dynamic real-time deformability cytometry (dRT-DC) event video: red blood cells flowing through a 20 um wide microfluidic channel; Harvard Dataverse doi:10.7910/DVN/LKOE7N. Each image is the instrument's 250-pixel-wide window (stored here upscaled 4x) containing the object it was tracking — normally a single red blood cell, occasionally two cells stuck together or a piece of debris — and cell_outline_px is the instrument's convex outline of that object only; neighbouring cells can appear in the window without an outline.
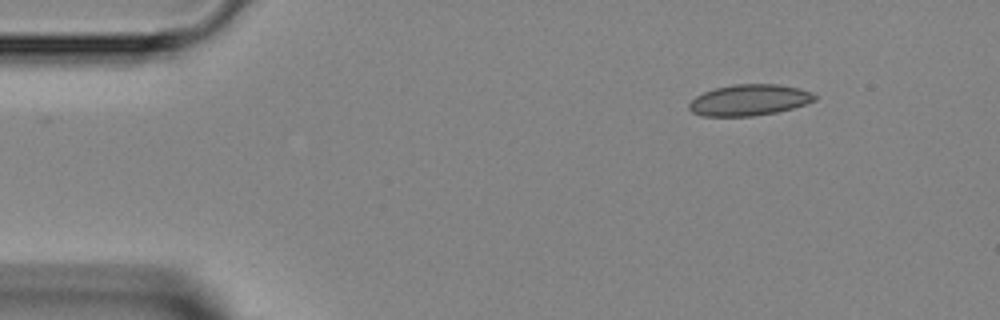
{"species": "Egyptian fruit bat (a non-hibernating species)", "species_latin": "Rousettus aegyptiacus", "temperature_condition": "room temperature", "stored_images_in_passage": 43, "camera_frame_rate_fps": 3000, "um_per_image_px": 0.085, "animal": {"sex": "female"}, "frame": {"image": 1, "passage_image": 1, "time_ms": 0.0, "image_size_px": [1000, 320], "cell_outline_px": [[816, 100], [792, 108], [776, 112], [752, 116], [704, 116], [692, 112], [688, 108], [688, 104], [696, 96], [704, 92], [716, 88], [732, 84], [776, 84], [800, 88], [812, 92], [816, 96]], "centroid_in_image_um": [63.68, 8.5], "position_along_channel_um": 21.3, "area_um2": 22.72}}
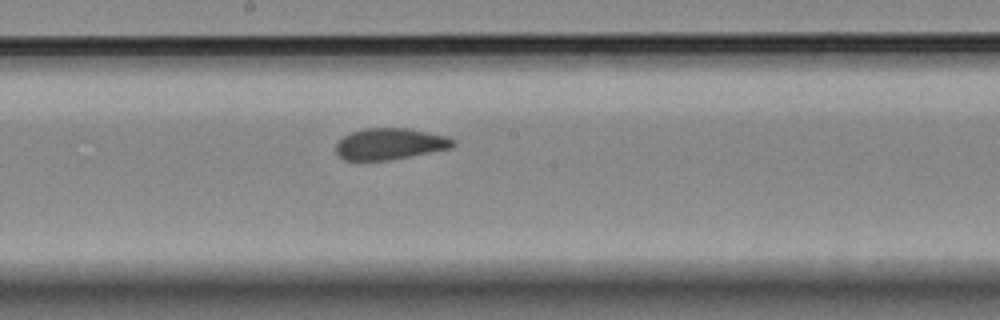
{"frame": {"image": 2, "passage_image": 20, "time_ms": 6.333, "image_size_px": [1000, 320], "cell_outline_px": [[456, 144], [452, 148], [388, 160], [344, 160], [336, 152], [336, 144], [344, 136], [352, 132], [364, 128], [408, 128], [448, 136], [456, 140]], "centroid_in_image_um": [33.18, 12.22], "position_along_channel_um": 215.0, "area_um2": 21.39}}
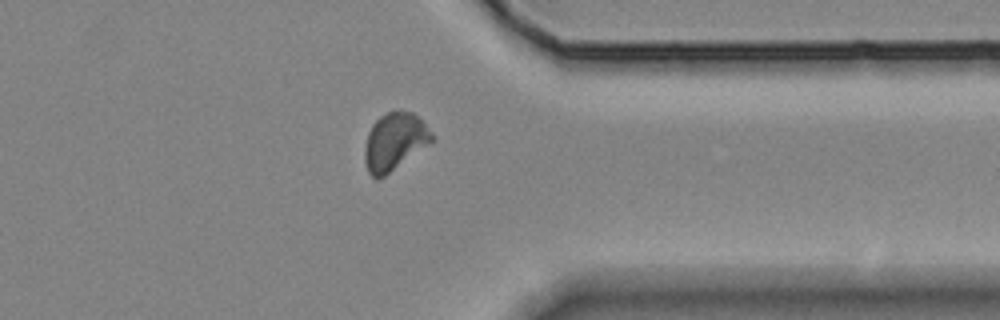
{"frame": {"image": 3, "passage_image": 32, "time_ms": 10.333, "image_size_px": [1000, 320], "cell_outline_px": [[432, 140], [428, 144], [384, 176], [376, 180], [368, 172], [364, 160], [364, 148], [368, 132], [372, 124], [380, 116], [388, 112], [400, 108], [412, 112], [432, 132]], "centroid_in_image_um": [33.49, 12.01], "position_along_channel_um": 377.9, "area_um2": 22.25}}